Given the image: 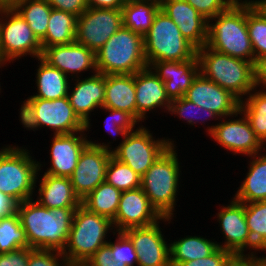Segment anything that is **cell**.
<instances>
[{"label": "cell", "instance_id": "ab89813d", "mask_svg": "<svg viewBox=\"0 0 266 266\" xmlns=\"http://www.w3.org/2000/svg\"><path fill=\"white\" fill-rule=\"evenodd\" d=\"M100 109L110 112L109 118L106 117L104 125L112 137L122 135L121 137L125 138L128 133L135 131L134 128H138L136 125H139V122L128 112L104 107Z\"/></svg>", "mask_w": 266, "mask_h": 266}, {"label": "cell", "instance_id": "9c48e42d", "mask_svg": "<svg viewBox=\"0 0 266 266\" xmlns=\"http://www.w3.org/2000/svg\"><path fill=\"white\" fill-rule=\"evenodd\" d=\"M41 42L34 35L28 23L13 7H3L0 21V64L6 67L16 59L27 55L39 58L42 55Z\"/></svg>", "mask_w": 266, "mask_h": 266}, {"label": "cell", "instance_id": "52a82bcc", "mask_svg": "<svg viewBox=\"0 0 266 266\" xmlns=\"http://www.w3.org/2000/svg\"><path fill=\"white\" fill-rule=\"evenodd\" d=\"M24 147L7 145L0 149V192L18 203L33 199L41 164ZM39 174V175H38Z\"/></svg>", "mask_w": 266, "mask_h": 266}, {"label": "cell", "instance_id": "e575fe53", "mask_svg": "<svg viewBox=\"0 0 266 266\" xmlns=\"http://www.w3.org/2000/svg\"><path fill=\"white\" fill-rule=\"evenodd\" d=\"M24 247H29V243L18 213L0 218V254Z\"/></svg>", "mask_w": 266, "mask_h": 266}, {"label": "cell", "instance_id": "7402d4cb", "mask_svg": "<svg viewBox=\"0 0 266 266\" xmlns=\"http://www.w3.org/2000/svg\"><path fill=\"white\" fill-rule=\"evenodd\" d=\"M161 9L196 49L207 44L208 20L185 0H160Z\"/></svg>", "mask_w": 266, "mask_h": 266}, {"label": "cell", "instance_id": "3957f363", "mask_svg": "<svg viewBox=\"0 0 266 266\" xmlns=\"http://www.w3.org/2000/svg\"><path fill=\"white\" fill-rule=\"evenodd\" d=\"M196 55L199 73L240 101L255 88L252 62L217 52L207 45L197 49Z\"/></svg>", "mask_w": 266, "mask_h": 266}, {"label": "cell", "instance_id": "4dcf8cb0", "mask_svg": "<svg viewBox=\"0 0 266 266\" xmlns=\"http://www.w3.org/2000/svg\"><path fill=\"white\" fill-rule=\"evenodd\" d=\"M77 16L52 9L48 21L47 33L40 41L42 49L53 45L75 42Z\"/></svg>", "mask_w": 266, "mask_h": 266}, {"label": "cell", "instance_id": "6da1fadb", "mask_svg": "<svg viewBox=\"0 0 266 266\" xmlns=\"http://www.w3.org/2000/svg\"><path fill=\"white\" fill-rule=\"evenodd\" d=\"M77 208H46L36 200L18 203L17 213L32 249L62 252Z\"/></svg>", "mask_w": 266, "mask_h": 266}, {"label": "cell", "instance_id": "e0dca14e", "mask_svg": "<svg viewBox=\"0 0 266 266\" xmlns=\"http://www.w3.org/2000/svg\"><path fill=\"white\" fill-rule=\"evenodd\" d=\"M41 58L71 79L81 77L79 74L85 71L91 70L93 74L98 72L96 53L78 42L46 47Z\"/></svg>", "mask_w": 266, "mask_h": 266}, {"label": "cell", "instance_id": "680465c9", "mask_svg": "<svg viewBox=\"0 0 266 266\" xmlns=\"http://www.w3.org/2000/svg\"><path fill=\"white\" fill-rule=\"evenodd\" d=\"M3 10V7L0 6V21H1V12Z\"/></svg>", "mask_w": 266, "mask_h": 266}, {"label": "cell", "instance_id": "cb8c5ba5", "mask_svg": "<svg viewBox=\"0 0 266 266\" xmlns=\"http://www.w3.org/2000/svg\"><path fill=\"white\" fill-rule=\"evenodd\" d=\"M135 89L137 121L139 123L146 121L147 112L150 114V111H156V108H162L164 112L169 109L171 101L166 95L164 82L150 67L135 73Z\"/></svg>", "mask_w": 266, "mask_h": 266}, {"label": "cell", "instance_id": "60d3db41", "mask_svg": "<svg viewBox=\"0 0 266 266\" xmlns=\"http://www.w3.org/2000/svg\"><path fill=\"white\" fill-rule=\"evenodd\" d=\"M114 234H116V240L111 242L110 239L107 243L111 247L113 260L127 266L137 265V254L130 238L124 232L116 231Z\"/></svg>", "mask_w": 266, "mask_h": 266}, {"label": "cell", "instance_id": "d590c367", "mask_svg": "<svg viewBox=\"0 0 266 266\" xmlns=\"http://www.w3.org/2000/svg\"><path fill=\"white\" fill-rule=\"evenodd\" d=\"M105 182L123 192L140 188L141 176L111 155L106 169Z\"/></svg>", "mask_w": 266, "mask_h": 266}, {"label": "cell", "instance_id": "ee69618b", "mask_svg": "<svg viewBox=\"0 0 266 266\" xmlns=\"http://www.w3.org/2000/svg\"><path fill=\"white\" fill-rule=\"evenodd\" d=\"M195 8L206 20L214 18L227 10L234 0H185Z\"/></svg>", "mask_w": 266, "mask_h": 266}, {"label": "cell", "instance_id": "f1b7e54d", "mask_svg": "<svg viewBox=\"0 0 266 266\" xmlns=\"http://www.w3.org/2000/svg\"><path fill=\"white\" fill-rule=\"evenodd\" d=\"M160 9V0H127L121 9L123 26L144 36Z\"/></svg>", "mask_w": 266, "mask_h": 266}, {"label": "cell", "instance_id": "74e56055", "mask_svg": "<svg viewBox=\"0 0 266 266\" xmlns=\"http://www.w3.org/2000/svg\"><path fill=\"white\" fill-rule=\"evenodd\" d=\"M246 24L255 61L266 54V16L256 6L246 5Z\"/></svg>", "mask_w": 266, "mask_h": 266}, {"label": "cell", "instance_id": "db71d44e", "mask_svg": "<svg viewBox=\"0 0 266 266\" xmlns=\"http://www.w3.org/2000/svg\"><path fill=\"white\" fill-rule=\"evenodd\" d=\"M234 266H264L256 257H237Z\"/></svg>", "mask_w": 266, "mask_h": 266}, {"label": "cell", "instance_id": "603a6c76", "mask_svg": "<svg viewBox=\"0 0 266 266\" xmlns=\"http://www.w3.org/2000/svg\"><path fill=\"white\" fill-rule=\"evenodd\" d=\"M149 67L164 82L170 101L185 96L199 74L197 55L187 61H157Z\"/></svg>", "mask_w": 266, "mask_h": 266}, {"label": "cell", "instance_id": "681fc988", "mask_svg": "<svg viewBox=\"0 0 266 266\" xmlns=\"http://www.w3.org/2000/svg\"><path fill=\"white\" fill-rule=\"evenodd\" d=\"M253 70L255 87L266 89V54L255 59Z\"/></svg>", "mask_w": 266, "mask_h": 266}, {"label": "cell", "instance_id": "6f0895ef", "mask_svg": "<svg viewBox=\"0 0 266 266\" xmlns=\"http://www.w3.org/2000/svg\"><path fill=\"white\" fill-rule=\"evenodd\" d=\"M260 251H265L266 252V249H262V250H260ZM256 258L264 265V266H266V256H256Z\"/></svg>", "mask_w": 266, "mask_h": 266}, {"label": "cell", "instance_id": "484cf974", "mask_svg": "<svg viewBox=\"0 0 266 266\" xmlns=\"http://www.w3.org/2000/svg\"><path fill=\"white\" fill-rule=\"evenodd\" d=\"M135 74L105 75L104 108L126 111L137 120Z\"/></svg>", "mask_w": 266, "mask_h": 266}, {"label": "cell", "instance_id": "ba28073f", "mask_svg": "<svg viewBox=\"0 0 266 266\" xmlns=\"http://www.w3.org/2000/svg\"><path fill=\"white\" fill-rule=\"evenodd\" d=\"M143 40L148 67L157 61H187L197 52L162 9L155 15L153 24L143 36Z\"/></svg>", "mask_w": 266, "mask_h": 266}, {"label": "cell", "instance_id": "f907efd6", "mask_svg": "<svg viewBox=\"0 0 266 266\" xmlns=\"http://www.w3.org/2000/svg\"><path fill=\"white\" fill-rule=\"evenodd\" d=\"M18 202L9 195L0 192V218H6L17 213Z\"/></svg>", "mask_w": 266, "mask_h": 266}, {"label": "cell", "instance_id": "8fae6325", "mask_svg": "<svg viewBox=\"0 0 266 266\" xmlns=\"http://www.w3.org/2000/svg\"><path fill=\"white\" fill-rule=\"evenodd\" d=\"M236 116L239 119H234ZM230 117L233 118L230 119ZM219 120L220 122L215 125H208L206 129L208 136L213 137L216 145L219 144L234 155L249 157L260 153V138L255 134L250 122L241 110L232 116L223 117Z\"/></svg>", "mask_w": 266, "mask_h": 266}, {"label": "cell", "instance_id": "7c38bea8", "mask_svg": "<svg viewBox=\"0 0 266 266\" xmlns=\"http://www.w3.org/2000/svg\"><path fill=\"white\" fill-rule=\"evenodd\" d=\"M109 145V142L96 143L89 140L82 151L70 177L73 190L80 200L105 182L107 165L112 155V146Z\"/></svg>", "mask_w": 266, "mask_h": 266}, {"label": "cell", "instance_id": "44dd1931", "mask_svg": "<svg viewBox=\"0 0 266 266\" xmlns=\"http://www.w3.org/2000/svg\"><path fill=\"white\" fill-rule=\"evenodd\" d=\"M85 132H87L86 129L73 134H53L49 150L50 167L45 170L44 174L71 177L82 151L89 144V140L86 138L88 136Z\"/></svg>", "mask_w": 266, "mask_h": 266}, {"label": "cell", "instance_id": "2e32d148", "mask_svg": "<svg viewBox=\"0 0 266 266\" xmlns=\"http://www.w3.org/2000/svg\"><path fill=\"white\" fill-rule=\"evenodd\" d=\"M159 223L124 231L134 245L137 266H171L170 243L166 242Z\"/></svg>", "mask_w": 266, "mask_h": 266}, {"label": "cell", "instance_id": "91938a15", "mask_svg": "<svg viewBox=\"0 0 266 266\" xmlns=\"http://www.w3.org/2000/svg\"><path fill=\"white\" fill-rule=\"evenodd\" d=\"M4 67V64H0V68ZM1 85V84H0ZM0 92H1V86H0Z\"/></svg>", "mask_w": 266, "mask_h": 266}, {"label": "cell", "instance_id": "5bb4252c", "mask_svg": "<svg viewBox=\"0 0 266 266\" xmlns=\"http://www.w3.org/2000/svg\"><path fill=\"white\" fill-rule=\"evenodd\" d=\"M229 201L230 204L221 206L222 208L216 213L220 230L225 238L224 243L218 242L217 244L220 248L232 252L236 257H256L258 254L256 252L260 249L253 243L248 230L245 203L239 202L233 197ZM247 249L250 250L249 254H246Z\"/></svg>", "mask_w": 266, "mask_h": 266}, {"label": "cell", "instance_id": "ac0fdd59", "mask_svg": "<svg viewBox=\"0 0 266 266\" xmlns=\"http://www.w3.org/2000/svg\"><path fill=\"white\" fill-rule=\"evenodd\" d=\"M187 100L216 113L220 118L236 114L240 100L230 91L204 78L200 73L184 96Z\"/></svg>", "mask_w": 266, "mask_h": 266}, {"label": "cell", "instance_id": "816d5d0a", "mask_svg": "<svg viewBox=\"0 0 266 266\" xmlns=\"http://www.w3.org/2000/svg\"><path fill=\"white\" fill-rule=\"evenodd\" d=\"M127 0H87L89 8L122 9Z\"/></svg>", "mask_w": 266, "mask_h": 266}, {"label": "cell", "instance_id": "277c9868", "mask_svg": "<svg viewBox=\"0 0 266 266\" xmlns=\"http://www.w3.org/2000/svg\"><path fill=\"white\" fill-rule=\"evenodd\" d=\"M206 45L217 52L254 64V51L246 24V5L234 2L227 10L211 18L208 21Z\"/></svg>", "mask_w": 266, "mask_h": 266}, {"label": "cell", "instance_id": "7dc6e473", "mask_svg": "<svg viewBox=\"0 0 266 266\" xmlns=\"http://www.w3.org/2000/svg\"><path fill=\"white\" fill-rule=\"evenodd\" d=\"M19 109V121H21L22 126L24 125L23 127L28 130L31 129L33 131H37L39 129V125L35 115V106L32 98L29 96L27 100L25 99Z\"/></svg>", "mask_w": 266, "mask_h": 266}, {"label": "cell", "instance_id": "30bf717a", "mask_svg": "<svg viewBox=\"0 0 266 266\" xmlns=\"http://www.w3.org/2000/svg\"><path fill=\"white\" fill-rule=\"evenodd\" d=\"M143 125L122 138L112 149V155L127 164L141 177L174 141L169 138H155Z\"/></svg>", "mask_w": 266, "mask_h": 266}, {"label": "cell", "instance_id": "4fadbf2b", "mask_svg": "<svg viewBox=\"0 0 266 266\" xmlns=\"http://www.w3.org/2000/svg\"><path fill=\"white\" fill-rule=\"evenodd\" d=\"M122 25L121 9L88 7L77 17L75 42L96 53Z\"/></svg>", "mask_w": 266, "mask_h": 266}, {"label": "cell", "instance_id": "f5cc1de1", "mask_svg": "<svg viewBox=\"0 0 266 266\" xmlns=\"http://www.w3.org/2000/svg\"><path fill=\"white\" fill-rule=\"evenodd\" d=\"M235 3L256 6L266 16V0H234Z\"/></svg>", "mask_w": 266, "mask_h": 266}, {"label": "cell", "instance_id": "9f6ffc18", "mask_svg": "<svg viewBox=\"0 0 266 266\" xmlns=\"http://www.w3.org/2000/svg\"><path fill=\"white\" fill-rule=\"evenodd\" d=\"M262 151L266 152V133L260 138V153Z\"/></svg>", "mask_w": 266, "mask_h": 266}, {"label": "cell", "instance_id": "4316f807", "mask_svg": "<svg viewBox=\"0 0 266 266\" xmlns=\"http://www.w3.org/2000/svg\"><path fill=\"white\" fill-rule=\"evenodd\" d=\"M263 153L249 156V170L233 197L235 200L242 203L266 200V154Z\"/></svg>", "mask_w": 266, "mask_h": 266}, {"label": "cell", "instance_id": "f6af8a7d", "mask_svg": "<svg viewBox=\"0 0 266 266\" xmlns=\"http://www.w3.org/2000/svg\"><path fill=\"white\" fill-rule=\"evenodd\" d=\"M56 10L71 13L79 17L87 8V0H46Z\"/></svg>", "mask_w": 266, "mask_h": 266}, {"label": "cell", "instance_id": "7a4b0ae2", "mask_svg": "<svg viewBox=\"0 0 266 266\" xmlns=\"http://www.w3.org/2000/svg\"><path fill=\"white\" fill-rule=\"evenodd\" d=\"M176 145L171 144L141 177V188L162 217L173 218L181 176Z\"/></svg>", "mask_w": 266, "mask_h": 266}, {"label": "cell", "instance_id": "bcb514c9", "mask_svg": "<svg viewBox=\"0 0 266 266\" xmlns=\"http://www.w3.org/2000/svg\"><path fill=\"white\" fill-rule=\"evenodd\" d=\"M83 266H127L113 260L111 247L106 244L99 248Z\"/></svg>", "mask_w": 266, "mask_h": 266}, {"label": "cell", "instance_id": "f546056e", "mask_svg": "<svg viewBox=\"0 0 266 266\" xmlns=\"http://www.w3.org/2000/svg\"><path fill=\"white\" fill-rule=\"evenodd\" d=\"M219 248L217 241L202 236H186L170 243V264L178 266L182 262L205 258Z\"/></svg>", "mask_w": 266, "mask_h": 266}, {"label": "cell", "instance_id": "836d02e7", "mask_svg": "<svg viewBox=\"0 0 266 266\" xmlns=\"http://www.w3.org/2000/svg\"><path fill=\"white\" fill-rule=\"evenodd\" d=\"M240 110L247 117L255 134L261 138L266 133V89L255 87L240 101Z\"/></svg>", "mask_w": 266, "mask_h": 266}, {"label": "cell", "instance_id": "83f0119b", "mask_svg": "<svg viewBox=\"0 0 266 266\" xmlns=\"http://www.w3.org/2000/svg\"><path fill=\"white\" fill-rule=\"evenodd\" d=\"M37 60L39 61L35 77L37 93L30 97L46 100L67 97L72 80L59 69L50 66L41 57L37 58Z\"/></svg>", "mask_w": 266, "mask_h": 266}, {"label": "cell", "instance_id": "7bdbcfd3", "mask_svg": "<svg viewBox=\"0 0 266 266\" xmlns=\"http://www.w3.org/2000/svg\"><path fill=\"white\" fill-rule=\"evenodd\" d=\"M236 259L232 252L219 247L208 257L182 262L178 266H234Z\"/></svg>", "mask_w": 266, "mask_h": 266}, {"label": "cell", "instance_id": "1f68e13d", "mask_svg": "<svg viewBox=\"0 0 266 266\" xmlns=\"http://www.w3.org/2000/svg\"><path fill=\"white\" fill-rule=\"evenodd\" d=\"M120 195L119 189L103 182L81 200V205L92 213L113 220L118 209Z\"/></svg>", "mask_w": 266, "mask_h": 266}, {"label": "cell", "instance_id": "d4e9b609", "mask_svg": "<svg viewBox=\"0 0 266 266\" xmlns=\"http://www.w3.org/2000/svg\"><path fill=\"white\" fill-rule=\"evenodd\" d=\"M36 201L46 208H78L80 198L75 194L70 178L43 174L39 176ZM41 179V180H40Z\"/></svg>", "mask_w": 266, "mask_h": 266}, {"label": "cell", "instance_id": "8d00e7d4", "mask_svg": "<svg viewBox=\"0 0 266 266\" xmlns=\"http://www.w3.org/2000/svg\"><path fill=\"white\" fill-rule=\"evenodd\" d=\"M245 218L253 243L266 249V200L245 203Z\"/></svg>", "mask_w": 266, "mask_h": 266}, {"label": "cell", "instance_id": "11a10c76", "mask_svg": "<svg viewBox=\"0 0 266 266\" xmlns=\"http://www.w3.org/2000/svg\"><path fill=\"white\" fill-rule=\"evenodd\" d=\"M20 0H0L1 7H13Z\"/></svg>", "mask_w": 266, "mask_h": 266}, {"label": "cell", "instance_id": "d6a6232c", "mask_svg": "<svg viewBox=\"0 0 266 266\" xmlns=\"http://www.w3.org/2000/svg\"><path fill=\"white\" fill-rule=\"evenodd\" d=\"M13 8L28 23L34 35L41 41L46 33L51 10L46 0H20Z\"/></svg>", "mask_w": 266, "mask_h": 266}, {"label": "cell", "instance_id": "5b68a950", "mask_svg": "<svg viewBox=\"0 0 266 266\" xmlns=\"http://www.w3.org/2000/svg\"><path fill=\"white\" fill-rule=\"evenodd\" d=\"M113 229L110 218L92 213L80 205L75 210L68 240L61 253L72 266H83L99 248L108 243L106 239L110 232L115 235Z\"/></svg>", "mask_w": 266, "mask_h": 266}, {"label": "cell", "instance_id": "8992f818", "mask_svg": "<svg viewBox=\"0 0 266 266\" xmlns=\"http://www.w3.org/2000/svg\"><path fill=\"white\" fill-rule=\"evenodd\" d=\"M96 66L104 75L135 74L147 68L143 36L122 25L96 52Z\"/></svg>", "mask_w": 266, "mask_h": 266}, {"label": "cell", "instance_id": "f35d334b", "mask_svg": "<svg viewBox=\"0 0 266 266\" xmlns=\"http://www.w3.org/2000/svg\"><path fill=\"white\" fill-rule=\"evenodd\" d=\"M167 112L172 115L175 114L176 116L180 118V120L182 119V121L183 120L186 121V123L190 126L197 125V123H200V122L202 124L205 121L207 122V120H210V119L214 120V118H215V121L220 119V117L213 111H210L208 109H205L204 107L198 106L197 104L187 100L184 96L180 99L172 100ZM201 114H203L202 118H201Z\"/></svg>", "mask_w": 266, "mask_h": 266}, {"label": "cell", "instance_id": "ffe728a7", "mask_svg": "<svg viewBox=\"0 0 266 266\" xmlns=\"http://www.w3.org/2000/svg\"><path fill=\"white\" fill-rule=\"evenodd\" d=\"M75 83L69 87L68 99L75 114L86 125V130L91 128L90 114L103 107L105 97V75L102 73L91 74L85 78L72 79ZM73 88V89H72Z\"/></svg>", "mask_w": 266, "mask_h": 266}, {"label": "cell", "instance_id": "b9f144b4", "mask_svg": "<svg viewBox=\"0 0 266 266\" xmlns=\"http://www.w3.org/2000/svg\"><path fill=\"white\" fill-rule=\"evenodd\" d=\"M28 266H72L63 254L57 250L32 249Z\"/></svg>", "mask_w": 266, "mask_h": 266}, {"label": "cell", "instance_id": "d6986e66", "mask_svg": "<svg viewBox=\"0 0 266 266\" xmlns=\"http://www.w3.org/2000/svg\"><path fill=\"white\" fill-rule=\"evenodd\" d=\"M39 128L49 127L54 134H73L84 131L86 125L75 114L67 97L46 100L32 98Z\"/></svg>", "mask_w": 266, "mask_h": 266}, {"label": "cell", "instance_id": "c3c4849f", "mask_svg": "<svg viewBox=\"0 0 266 266\" xmlns=\"http://www.w3.org/2000/svg\"><path fill=\"white\" fill-rule=\"evenodd\" d=\"M30 247L0 254V266H28Z\"/></svg>", "mask_w": 266, "mask_h": 266}, {"label": "cell", "instance_id": "9a60e30c", "mask_svg": "<svg viewBox=\"0 0 266 266\" xmlns=\"http://www.w3.org/2000/svg\"><path fill=\"white\" fill-rule=\"evenodd\" d=\"M172 218L162 217L151 205L142 188L123 191L115 218L112 220L114 230L124 232L130 228L151 226L158 221L168 222Z\"/></svg>", "mask_w": 266, "mask_h": 266}]
</instances>
